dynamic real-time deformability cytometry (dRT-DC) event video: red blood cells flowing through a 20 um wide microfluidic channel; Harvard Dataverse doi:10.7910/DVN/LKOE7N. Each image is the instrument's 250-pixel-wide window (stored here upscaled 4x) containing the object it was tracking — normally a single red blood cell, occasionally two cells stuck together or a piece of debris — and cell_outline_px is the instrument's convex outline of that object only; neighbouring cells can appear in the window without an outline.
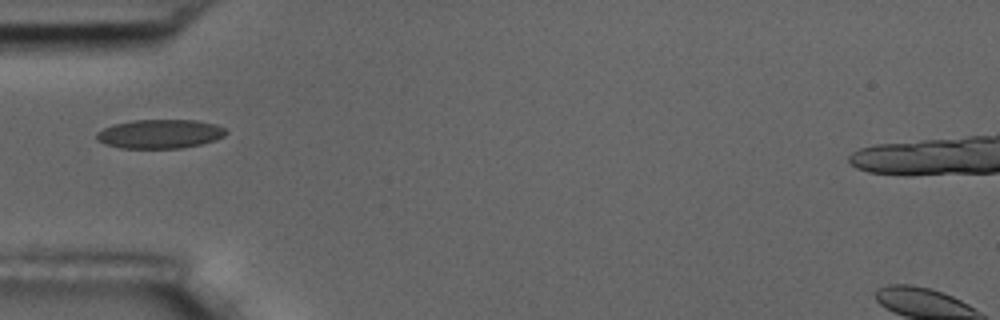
{"species": "common noctule bat (a hibernating species)", "species_latin": "Nyctalus noctula", "temperature_condition": "room temperature", "stored_images_in_passage": 11, "camera_frame_rate_fps": 3000, "um_per_image_px": 0.085, "animal": {"sex": "male", "body_mass_g": 17.5, "forearm_length_mm": 52.3}, "frame": {"image": 1, "passage_image": 5, "time_ms": 5.333, "image_size_px": [1000, 320], "cell_outline_px": [[228, 132], [224, 136], [216, 140], [200, 144], [180, 148], [120, 148], [104, 144], [96, 140], [96, 132], [112, 124], [132, 120], [196, 120], [216, 124], [224, 128]], "centroid_in_image_um": [13.57, 11.38], "position_along_channel_um": 71.4, "area_um2": 22.02}}
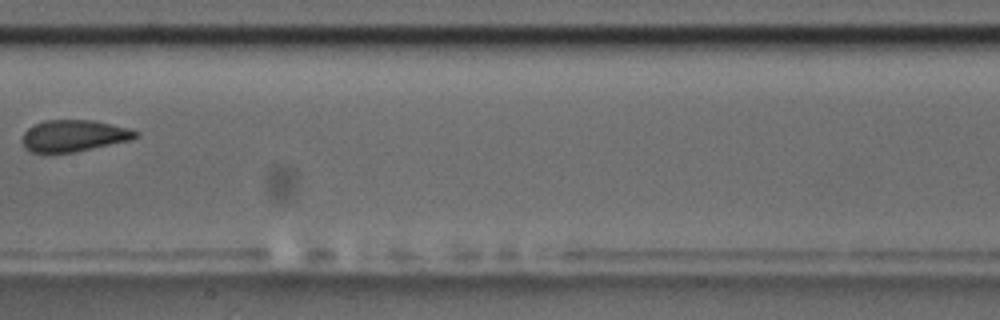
{"frame": {"image": 2, "passage_image": 8, "time_ms": 9.0, "image_size_px": [1000, 320], "cell_outline_px": [[140, 132], [132, 140], [76, 152], [32, 152], [24, 148], [20, 140], [24, 132], [28, 128], [44, 120], [96, 120], [128, 128]], "centroid_in_image_um": [6.27, 11.54], "position_along_channel_um": 201.1, "area_um2": 21.04}}
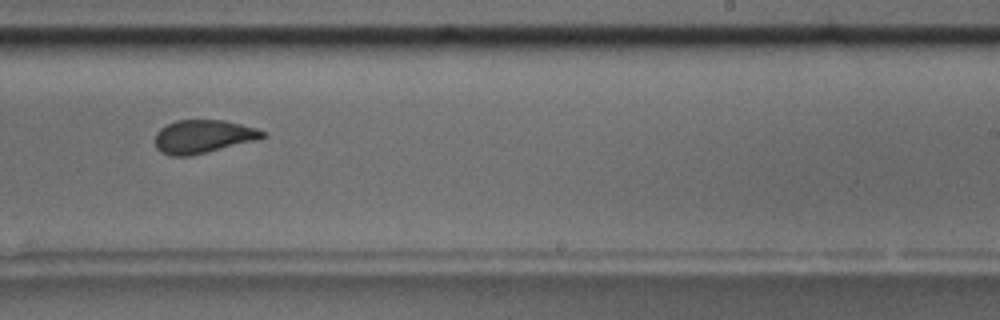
{"frame": {"image": 3, "passage_image": 10, "time_ms": 11.0, "image_size_px": [1000, 320], "cell_outline_px": [[268, 136], [260, 140], [188, 156], [172, 156], [160, 152], [156, 148], [156, 132], [160, 128], [176, 120], [224, 120], [256, 128], [268, 132]], "centroid_in_image_um": [17.32, 11.6], "position_along_channel_um": 271.7, "area_um2": 21.04}}